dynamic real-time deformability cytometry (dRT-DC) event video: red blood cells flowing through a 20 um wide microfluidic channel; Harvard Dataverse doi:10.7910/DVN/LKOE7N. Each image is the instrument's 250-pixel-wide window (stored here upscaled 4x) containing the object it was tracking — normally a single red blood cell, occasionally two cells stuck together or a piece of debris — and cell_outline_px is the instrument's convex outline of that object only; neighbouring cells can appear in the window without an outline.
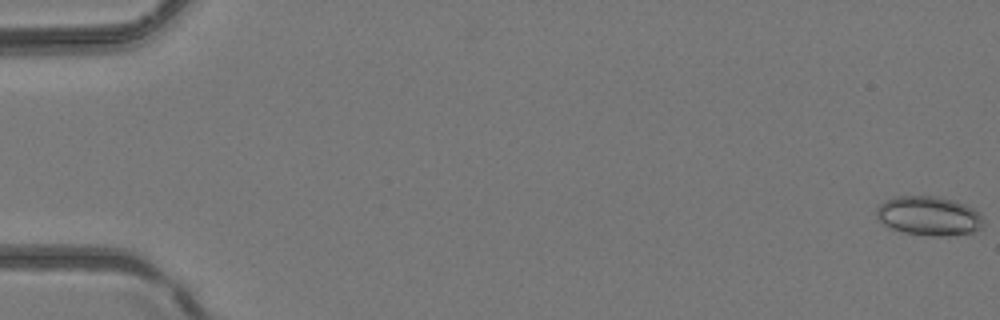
{"species": "common noctule bat (a hibernating species)", "species_latin": "Nyctalus noctula", "temperature_condition": "room temperature", "stored_images_in_passage": 3, "camera_frame_rate_fps": 3000, "um_per_image_px": 0.085, "animal": {"sex": "female", "body_mass_g": 24.6, "forearm_length_mm": 56.2}, "frame": {"image": 1, "passage_image": 1, "time_ms": 0.0, "image_size_px": [1000, 320], "cell_outline_px": [[984, 224], [976, 232], [948, 236], [928, 236], [904, 232], [888, 228], [876, 216], [876, 208], [884, 200], [896, 196], [936, 196], [956, 200], [980, 212], [984, 220]], "centroid_in_image_um": [78.97, 18.35], "position_along_channel_um": 6.0, "area_um2": 24.85}}